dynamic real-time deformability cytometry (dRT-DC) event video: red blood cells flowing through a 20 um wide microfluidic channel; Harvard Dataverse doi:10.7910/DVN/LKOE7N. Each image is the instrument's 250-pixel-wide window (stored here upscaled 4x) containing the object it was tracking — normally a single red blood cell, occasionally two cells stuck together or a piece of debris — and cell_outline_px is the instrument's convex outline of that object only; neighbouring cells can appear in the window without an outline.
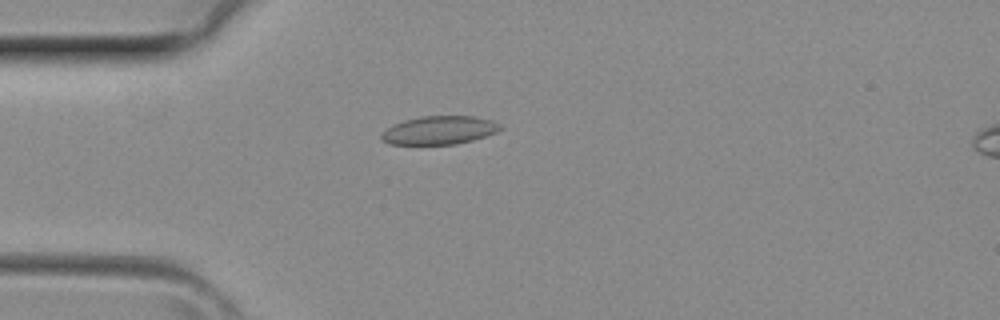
{"species": "common noctule bat (a hibernating species)", "species_latin": "Nyctalus noctula", "temperature_condition": "room temperature", "stored_images_in_passage": 3, "camera_frame_rate_fps": 3000, "um_per_image_px": 0.085, "animal": {"sex": "female", "body_mass_g": 29.2, "forearm_length_mm": 56.3}, "frame": {"image": 1, "passage_image": 3, "time_ms": 0.667, "image_size_px": [1000, 320], "cell_outline_px": [[504, 128], [496, 132], [472, 140], [456, 144], [388, 144], [380, 140], [380, 132], [392, 124], [404, 120], [420, 116], [472, 116], [492, 120], [500, 124]], "centroid_in_image_um": [37.29, 11.06], "position_along_channel_um": 47.7, "area_um2": 19.83}}